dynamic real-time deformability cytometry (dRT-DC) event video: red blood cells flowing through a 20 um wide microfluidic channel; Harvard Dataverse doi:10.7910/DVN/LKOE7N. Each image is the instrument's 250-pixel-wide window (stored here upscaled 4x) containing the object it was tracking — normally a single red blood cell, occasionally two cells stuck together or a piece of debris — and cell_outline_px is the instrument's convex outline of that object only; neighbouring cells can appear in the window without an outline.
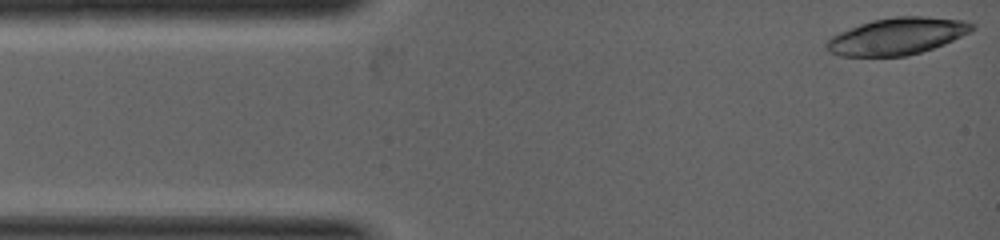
{"species": "common noctule bat (a hibernating species)", "species_latin": "Nyctalus noctula", "temperature_condition": "warm", "stored_images_in_passage": 3, "camera_frame_rate_fps": 5000, "um_per_image_px": 0.085, "animal": {"sex": "female", "body_mass_g": 19.0, "forearm_length_mm": 53.3}, "frame": {"image": 1, "passage_image": 1, "time_ms": 0.0, "image_size_px": [1000, 240], "cell_outline_px": [[976, 28], [944, 44], [908, 56], [840, 56], [828, 52], [824, 44], [824, 40], [840, 32], [860, 24], [872, 20], [892, 16], [928, 16], [964, 20], [976, 24]], "centroid_in_image_um": [76.23, 3.07], "position_along_channel_um": 8.8, "area_um2": 31.44}}